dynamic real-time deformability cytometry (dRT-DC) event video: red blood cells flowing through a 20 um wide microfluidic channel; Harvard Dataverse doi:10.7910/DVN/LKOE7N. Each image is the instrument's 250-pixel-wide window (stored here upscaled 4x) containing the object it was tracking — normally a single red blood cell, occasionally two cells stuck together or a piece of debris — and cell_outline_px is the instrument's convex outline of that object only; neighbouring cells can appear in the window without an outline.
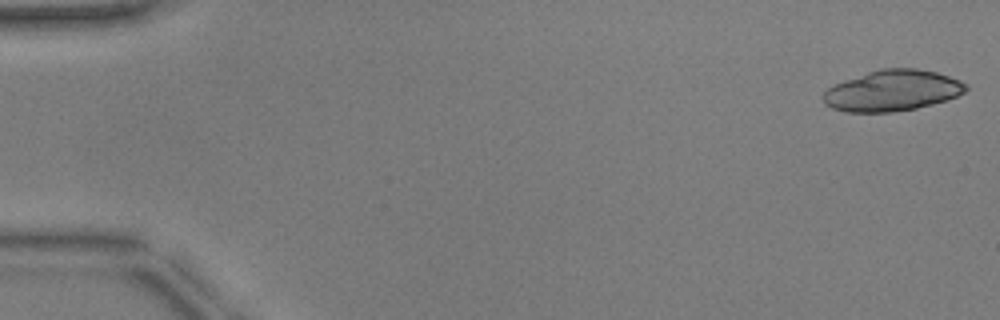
{"species": "common noctule bat (a hibernating species)", "species_latin": "Nyctalus noctula", "temperature_condition": "warm", "stored_images_in_passage": 9, "camera_frame_rate_fps": 3000, "um_per_image_px": 0.085, "animal": {"sex": "male", "body_mass_g": 17.9, "forearm_length_mm": 54.2}, "frame": {"image": 1, "passage_image": 1, "time_ms": 0.0, "image_size_px": [1000, 320], "cell_outline_px": [[968, 88], [964, 92], [948, 100], [916, 108], [892, 112], [844, 112], [832, 108], [824, 104], [820, 96], [828, 88], [844, 80], [880, 68], [916, 68], [936, 72], [960, 80], [968, 84]], "centroid_in_image_um": [75.83, 7.7], "position_along_channel_um": 9.2, "area_um2": 34.22}}